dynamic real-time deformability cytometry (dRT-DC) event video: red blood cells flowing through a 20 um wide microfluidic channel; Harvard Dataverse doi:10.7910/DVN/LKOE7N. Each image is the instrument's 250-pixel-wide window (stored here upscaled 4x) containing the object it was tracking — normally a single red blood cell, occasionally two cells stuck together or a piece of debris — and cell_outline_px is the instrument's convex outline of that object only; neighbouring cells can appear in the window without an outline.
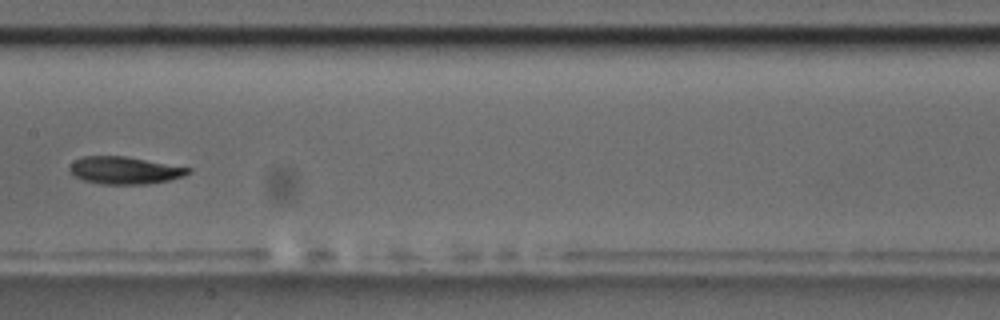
{"species": "common noctule bat (a hibernating species)", "species_latin": "Nyctalus noctula", "temperature_condition": "room temperature", "stored_images_in_passage": 9, "segment_of_instrument_passage": [1, 2], "camera_frame_rate_fps": 3000, "um_per_image_px": 0.085, "animal": {"sex": "male", "body_mass_g": 17.5, "forearm_length_mm": 52.3}, "frame": {"image": 1, "passage_image": 8, "time_ms": 8.333, "image_size_px": [1000, 320], "cell_outline_px": [[192, 172], [184, 176], [168, 180], [148, 184], [100, 184], [84, 180], [76, 176], [68, 168], [72, 160], [84, 156], [124, 156], [192, 168]], "centroid_in_image_um": [10.6, 14.47], "position_along_channel_um": 196.8, "area_um2": 18.9}}